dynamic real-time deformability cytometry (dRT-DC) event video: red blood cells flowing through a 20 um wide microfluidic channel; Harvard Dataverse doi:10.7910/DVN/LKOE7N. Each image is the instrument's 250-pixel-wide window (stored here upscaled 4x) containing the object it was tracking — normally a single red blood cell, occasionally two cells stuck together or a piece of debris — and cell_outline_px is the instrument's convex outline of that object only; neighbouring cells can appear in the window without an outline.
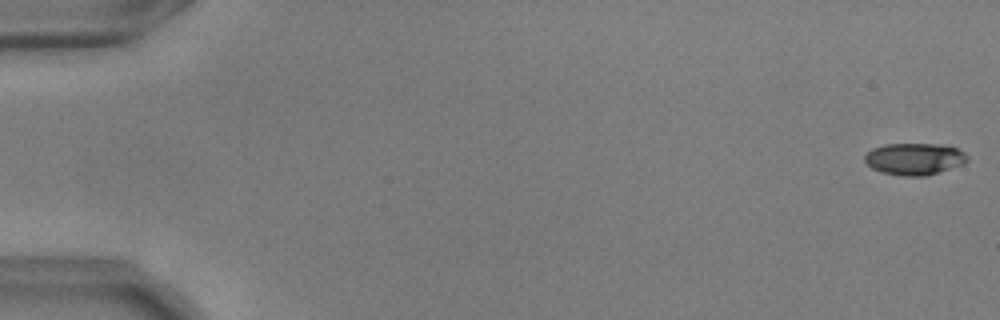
{"species": "common noctule bat (a hibernating species)", "species_latin": "Nyctalus noctula", "temperature_condition": "warm", "stored_images_in_passage": 56, "camera_frame_rate_fps": 3000, "um_per_image_px": 0.085, "animal": {"sex": "male", "body_mass_g": 17.9, "forearm_length_mm": 54.2}, "frame": {"image": 1, "passage_image": 1, "time_ms": 0.0, "image_size_px": [1000, 320], "cell_outline_px": [[968, 160], [964, 164], [924, 176], [904, 176], [880, 172], [872, 168], [864, 160], [864, 156], [872, 148], [884, 144], [940, 144], [956, 148], [964, 152], [968, 156]], "centroid_in_image_um": [77.72, 13.5], "position_along_channel_um": 7.3, "area_um2": 19.02}}
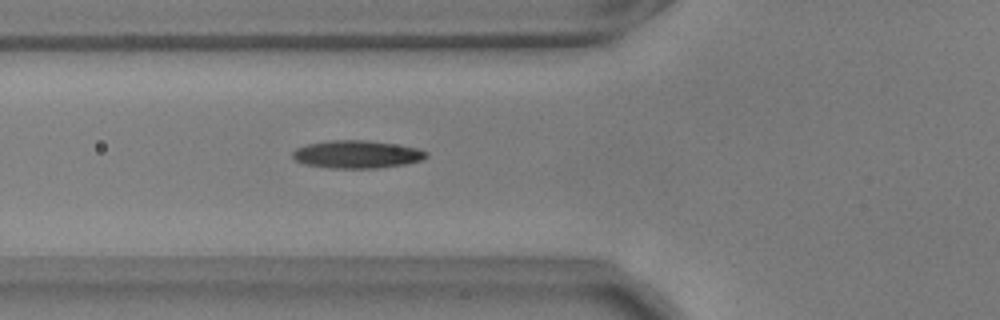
{"frame": {"image": 2, "passage_image": 21, "time_ms": 6.667, "image_size_px": [1000, 320], "cell_outline_px": [[428, 156], [424, 160], [404, 164], [380, 168], [328, 168], [304, 164], [296, 160], [292, 156], [292, 152], [296, 148], [308, 144], [332, 140], [364, 140], [420, 148], [428, 152]], "centroid_in_image_um": [30.36, 13.13], "position_along_channel_um": 95.4, "area_um2": 21.68}}
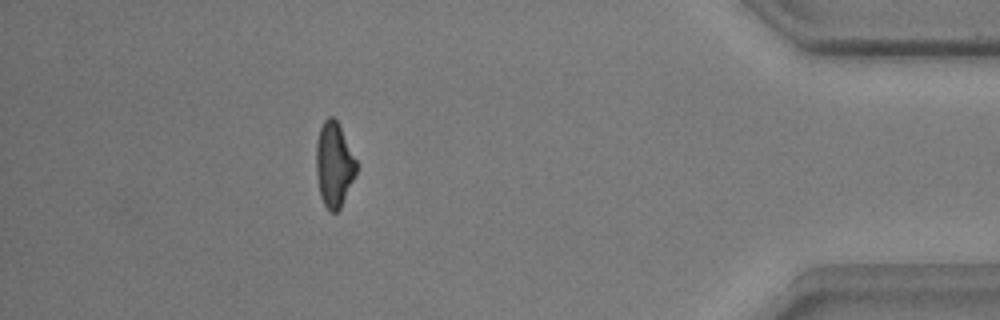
{"frame": {"image": 3, "passage_image": 50, "time_ms": 16.333, "image_size_px": [1000, 320], "cell_outline_px": [[356, 172], [340, 208], [336, 212], [328, 212], [320, 196], [316, 176], [316, 140], [320, 128], [324, 120], [328, 116], [332, 116], [336, 120], [356, 160]], "centroid_in_image_um": [28.36, 14.0], "position_along_channel_um": 406.8, "area_um2": 19.59}, "authors_computed_cell_mechanics": {"area_um2": 20.1722, "velocity_mm_per_s": 3.6667, "shape_relaxation_time_tau1_ms": 5.1703, "shape_relaxation_time_tau2_ms": 3.0267, "deformation_change_tau1": 0.1656, "deformation_change_tau2": 0.1216}}